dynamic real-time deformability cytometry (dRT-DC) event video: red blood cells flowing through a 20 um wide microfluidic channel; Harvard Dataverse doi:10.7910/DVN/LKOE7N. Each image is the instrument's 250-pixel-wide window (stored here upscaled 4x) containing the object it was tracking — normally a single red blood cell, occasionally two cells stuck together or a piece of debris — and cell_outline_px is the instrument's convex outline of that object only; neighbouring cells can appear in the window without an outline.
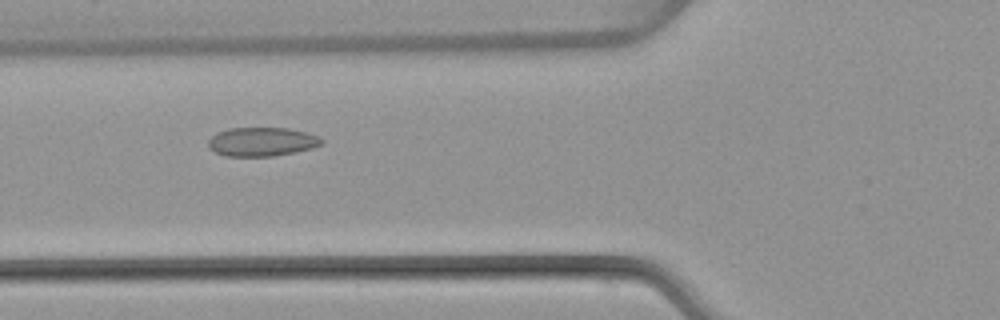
{"species": "common noctule bat (a hibernating species)", "species_latin": "Nyctalus noctula", "temperature_condition": "warm", "stored_images_in_passage": 51, "camera_frame_rate_fps": 3000, "um_per_image_px": 0.085, "animal": {"sex": "female", "body_mass_g": 22.7, "forearm_length_mm": 54.2}, "frame": {"image": 1, "passage_image": 20, "time_ms": 6.333, "image_size_px": [1000, 320], "cell_outline_px": [[324, 144], [312, 148], [296, 152], [272, 156], [224, 156], [208, 148], [208, 140], [216, 132], [228, 128], [288, 128], [308, 132], [320, 136], [324, 140]], "centroid_in_image_um": [22.28, 12.04], "position_along_channel_um": 103.5, "area_um2": 19.36}}
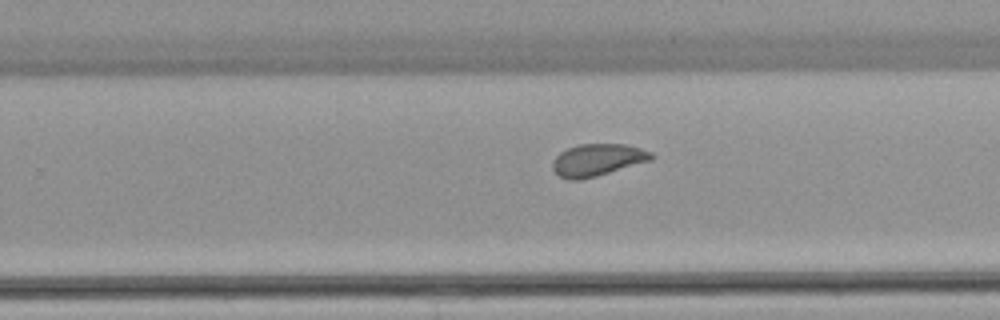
{"frame": {"image": 2, "passage_image": 33, "time_ms": 10.667, "image_size_px": [1000, 320], "cell_outline_px": [[656, 156], [652, 160], [596, 176], [580, 180], [568, 180], [560, 176], [552, 168], [552, 160], [560, 152], [568, 148], [580, 144], [624, 144], [640, 148], [652, 152]], "centroid_in_image_um": [50.79, 13.59], "position_along_channel_um": 279.0, "area_um2": 18.5}}
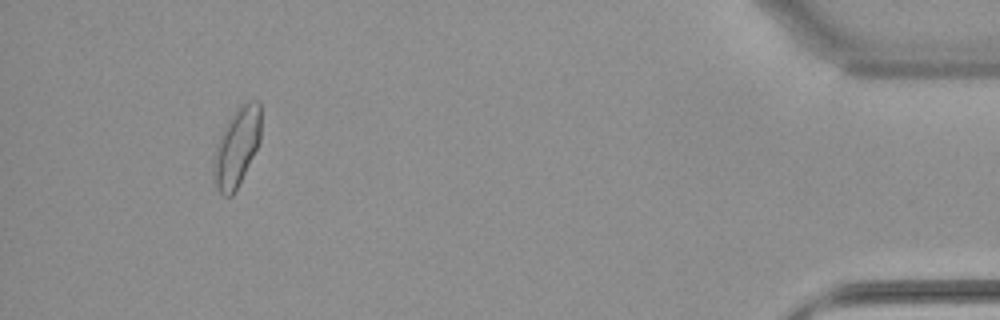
{"frame": {"image": 3, "passage_image": 48, "time_ms": 15.667, "image_size_px": [1000, 320], "cell_outline_px": [[260, 140], [232, 196], [224, 196], [220, 192], [212, 180], [212, 160], [216, 144], [220, 132], [236, 108], [240, 104], [248, 100], [260, 100]], "centroid_in_image_um": [20.08, 12.46], "position_along_channel_um": 415.1, "area_um2": 21.79}, "authors_computed_cell_mechanics": {"area_um2": 19.4786, "velocity_mm_per_s": 4.0618, "shape_relaxation_time_tau1_ms": null, "shape_relaxation_time_tau2_ms": 1.2523, "deformation_change_tau1": null, "deformation_change_tau2": 0.0677}}